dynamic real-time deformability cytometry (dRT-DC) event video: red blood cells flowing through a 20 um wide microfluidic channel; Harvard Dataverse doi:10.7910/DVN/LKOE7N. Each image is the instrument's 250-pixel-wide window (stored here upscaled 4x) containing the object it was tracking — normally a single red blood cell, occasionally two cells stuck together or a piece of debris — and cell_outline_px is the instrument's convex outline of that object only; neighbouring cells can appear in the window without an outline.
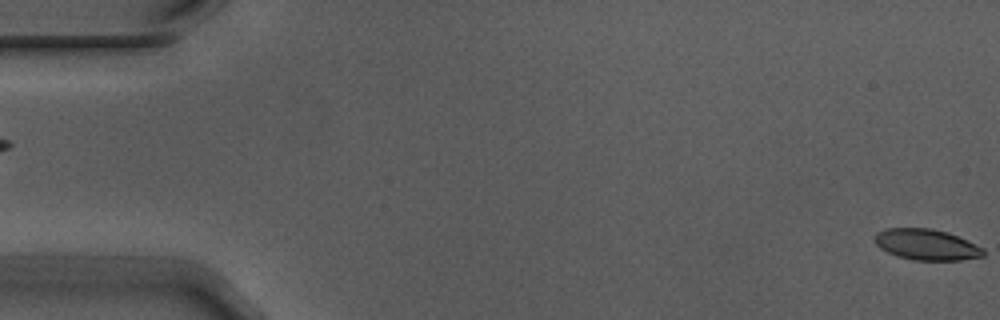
{"species": "Egyptian fruit bat (a non-hibernating species)", "species_latin": "Rousettus aegyptiacus", "temperature_condition": "warm", "stored_images_in_passage": 5, "segment_of_instrument_passage": [2, 2], "camera_frame_rate_fps": 3000, "um_per_image_px": 0.085, "animal": {"sex": "male"}, "frame": {"image": 1, "passage_image": 5, "time_ms": 1.333, "image_size_px": [1000, 320], "cell_outline_px": [[984, 256], [960, 260], [912, 260], [896, 256], [880, 248], [876, 244], [876, 232], [884, 228], [932, 228], [948, 232], [984, 248]], "centroid_in_image_um": [78.75, 20.79], "position_along_channel_um": 6.3, "area_um2": 19.59}}